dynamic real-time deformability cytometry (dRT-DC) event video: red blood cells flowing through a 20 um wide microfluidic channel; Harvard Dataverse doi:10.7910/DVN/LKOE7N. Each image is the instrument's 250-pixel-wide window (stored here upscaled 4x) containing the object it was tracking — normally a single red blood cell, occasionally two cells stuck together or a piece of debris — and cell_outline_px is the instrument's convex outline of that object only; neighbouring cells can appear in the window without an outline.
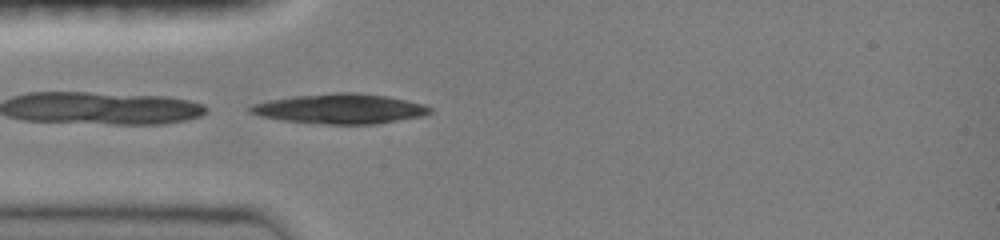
{"species": "common noctule bat (a hibernating species)", "species_latin": "Nyctalus noctula", "temperature_condition": "room temperature", "stored_images_in_passage": 12, "camera_frame_rate_fps": 3000, "um_per_image_px": 0.085, "animal": {"sex": "female", "body_mass_g": 19.0, "forearm_length_mm": 51.5}, "frame": {"image": 1, "passage_image": 12, "time_ms": 3.667, "image_size_px": [1000, 240], "cell_outline_px": [[432, 112], [424, 116], [376, 124], [324, 124], [284, 120], [260, 116], [248, 112], [248, 108], [252, 104], [268, 100], [292, 96], [336, 92], [356, 92], [384, 96], [424, 104], [432, 108]], "centroid_in_image_um": [28.9, 9.24], "position_along_channel_um": 56.1, "area_um2": 31.33}}